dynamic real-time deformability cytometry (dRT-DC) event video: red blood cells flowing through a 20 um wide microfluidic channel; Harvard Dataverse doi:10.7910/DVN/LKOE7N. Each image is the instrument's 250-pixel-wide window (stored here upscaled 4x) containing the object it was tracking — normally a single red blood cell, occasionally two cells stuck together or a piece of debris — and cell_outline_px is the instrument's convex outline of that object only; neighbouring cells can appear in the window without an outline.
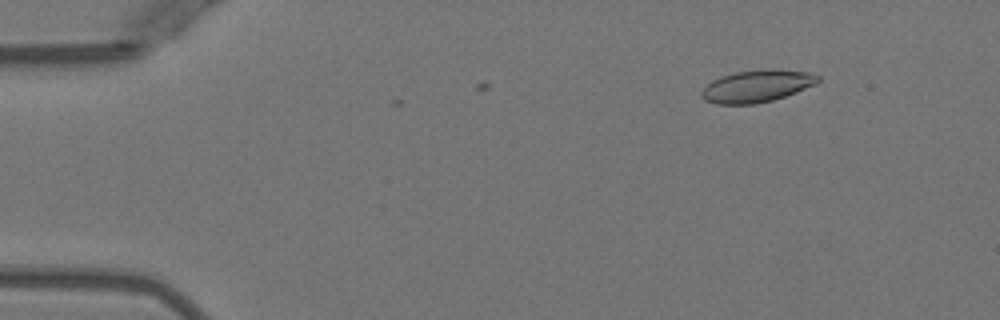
{"species": "Egyptian fruit bat (a non-hibernating species)", "species_latin": "Rousettus aegyptiacus", "temperature_condition": "warm", "stored_images_in_passage": 4, "camera_frame_rate_fps": 3000, "um_per_image_px": 0.085, "animal": {"sex": "female"}, "frame": {"image": 1, "passage_image": 1, "time_ms": 0.0, "image_size_px": [1000, 320], "cell_outline_px": [[820, 80], [816, 84], [796, 92], [772, 100], [756, 104], [716, 104], [704, 100], [700, 96], [700, 92], [712, 80], [720, 76], [736, 72], [768, 68], [772, 68], [812, 72], [820, 76]], "centroid_in_image_um": [64.35, 7.3], "position_along_channel_um": 20.7, "area_um2": 22.08}}
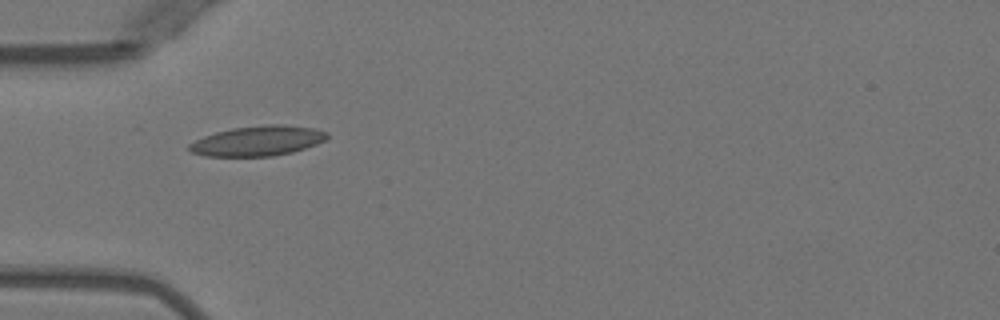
{"frame": {"image": 2, "passage_image": 4, "time_ms": 3.333, "image_size_px": [1000, 320], "cell_outline_px": [[328, 136], [324, 140], [316, 144], [292, 152], [272, 156], [204, 156], [192, 152], [188, 148], [188, 144], [204, 136], [216, 132], [232, 128], [264, 124], [284, 124], [312, 128], [328, 132]], "centroid_in_image_um": [21.89, 11.97], "position_along_channel_um": 63.1, "area_um2": 24.04}}